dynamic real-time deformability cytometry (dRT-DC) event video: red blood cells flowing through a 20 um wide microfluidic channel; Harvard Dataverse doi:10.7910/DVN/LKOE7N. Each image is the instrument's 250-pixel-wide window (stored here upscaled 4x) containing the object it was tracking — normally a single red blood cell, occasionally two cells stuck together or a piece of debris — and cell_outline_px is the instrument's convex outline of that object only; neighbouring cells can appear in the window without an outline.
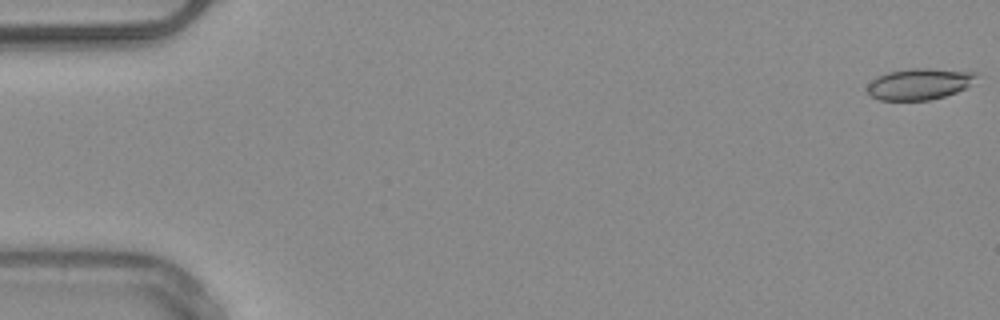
{"species": "common noctule bat (a hibernating species)", "species_latin": "Nyctalus noctula", "temperature_condition": "warm", "stored_images_in_passage": 52, "camera_frame_rate_fps": 3000, "um_per_image_px": 0.085, "animal": {"sex": "male", "body_mass_g": 20.4}, "frame": {"image": 1, "passage_image": 1, "time_ms": 0.0, "image_size_px": [1000, 320], "cell_outline_px": [[980, 72], [964, 88], [956, 92], [944, 96], [928, 100], [880, 100], [872, 96], [868, 92], [868, 84], [876, 76], [888, 72], [912, 68], [932, 68]], "centroid_in_image_um": [78.13, 7.12], "position_along_channel_um": 6.9, "area_um2": 19.71}}
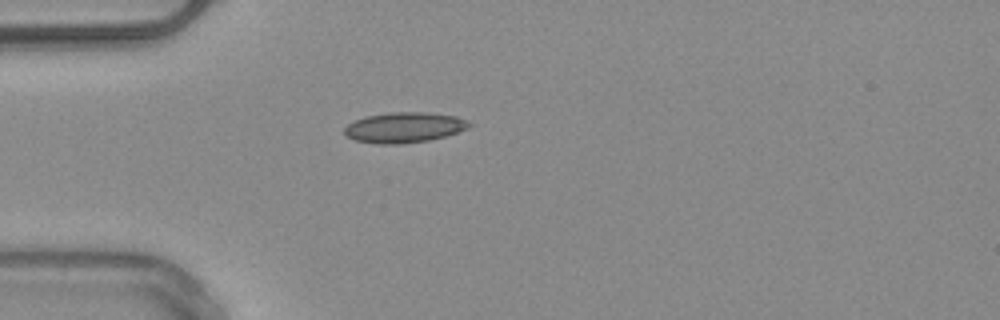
{"frame": {"image": 2, "passage_image": 15, "time_ms": 4.667, "image_size_px": [1000, 320], "cell_outline_px": [[472, 124], [468, 128], [444, 136], [428, 140], [400, 144], [376, 144], [356, 140], [348, 136], [344, 132], [344, 128], [348, 124], [364, 116], [392, 112], [424, 112], [456, 116], [468, 120]], "centroid_in_image_um": [34.36, 10.83], "position_along_channel_um": 50.6, "area_um2": 21.96}}
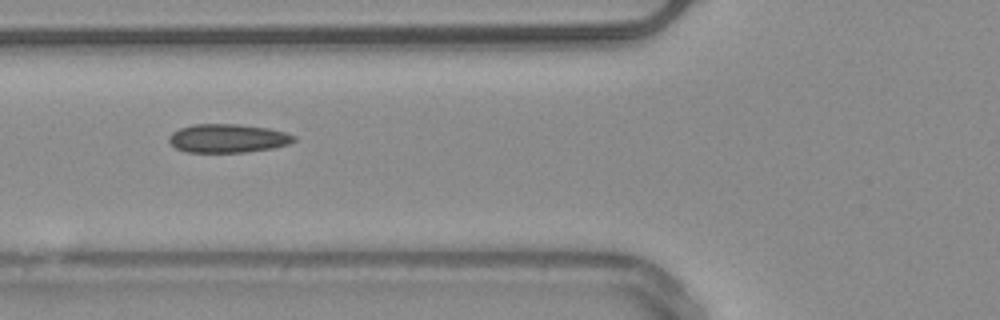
{"frame": {"image": 3, "passage_image": 20, "time_ms": 6.333, "image_size_px": [1000, 320], "cell_outline_px": [[296, 140], [288, 144], [272, 148], [244, 152], [184, 152], [176, 148], [168, 140], [168, 136], [172, 132], [180, 128], [192, 124], [240, 124], [268, 128], [284, 132], [296, 136]], "centroid_in_image_um": [19.34, 11.75], "position_along_channel_um": 106.5, "area_um2": 20.87}, "authors_computed_cell_mechanics": {"area_um2": 20.1433, "velocity_mm_per_s": 4.0002, "shape_relaxation_time_tau1_ms": null, "shape_relaxation_time_tau2_ms": 7.1838, "deformation_change_tau1": null, "deformation_change_tau2": 0.138}}